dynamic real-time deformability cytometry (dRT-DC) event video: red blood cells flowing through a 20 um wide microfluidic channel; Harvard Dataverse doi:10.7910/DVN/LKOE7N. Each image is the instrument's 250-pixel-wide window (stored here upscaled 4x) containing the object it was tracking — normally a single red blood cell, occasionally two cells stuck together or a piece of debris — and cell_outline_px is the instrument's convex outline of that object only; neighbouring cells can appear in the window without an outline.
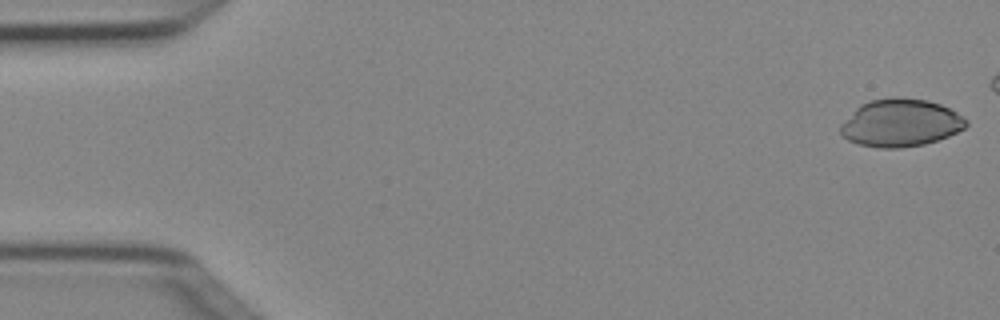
{"species": "Egyptian fruit bat (a non-hibernating species)", "species_latin": "Rousettus aegyptiacus", "temperature_condition": "cold", "stored_images_in_passage": 8, "camera_frame_rate_fps": 3000, "um_per_image_px": 0.085, "animal": {"sex": "female"}, "frame": {"image": 1, "passage_image": 1, "time_ms": 0.0, "image_size_px": [1000, 320], "cell_outline_px": [[968, 124], [964, 128], [948, 136], [924, 144], [900, 148], [880, 148], [860, 144], [848, 140], [840, 136], [840, 124], [860, 104], [872, 100], [892, 96], [900, 96], [928, 100], [940, 104], [964, 116], [968, 120]], "centroid_in_image_um": [76.54, 10.43], "position_along_channel_um": 8.5, "area_um2": 35.08}}
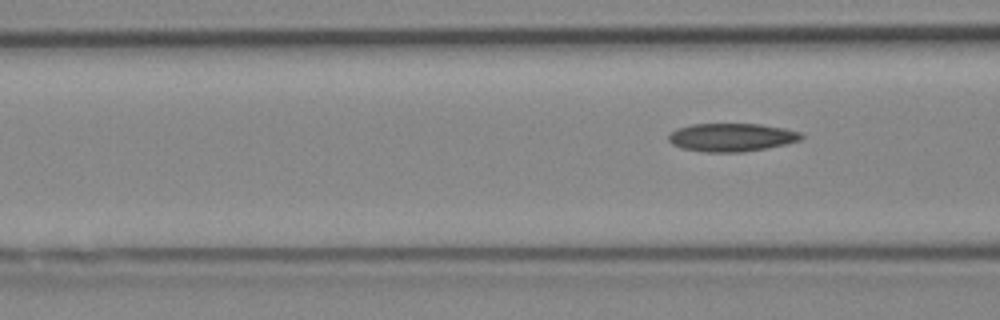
{"frame": {"image": 2, "passage_image": 7, "time_ms": 2.0, "image_size_px": [1000, 320], "cell_outline_px": [[804, 136], [800, 140], [784, 144], [764, 148], [740, 152], [704, 152], [684, 148], [672, 144], [668, 140], [668, 136], [676, 128], [692, 124], [760, 124], [784, 128], [800, 132]], "centroid_in_image_um": [62.17, 11.66], "position_along_channel_um": 104.4, "area_um2": 21.62}}
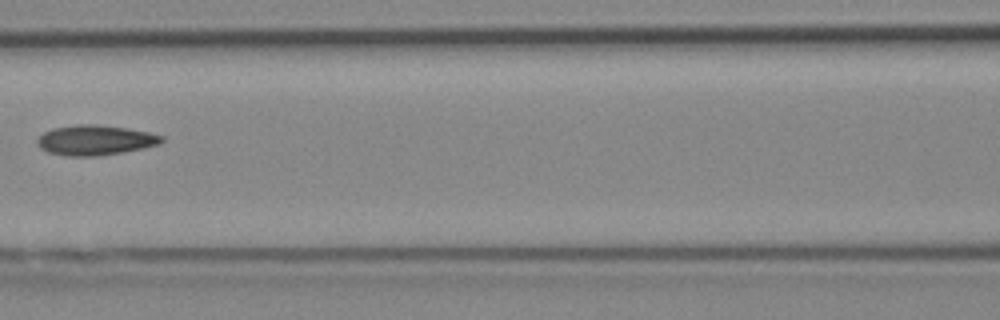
{"frame": {"image": 3, "passage_image": 8, "time_ms": 2.333, "image_size_px": [1000, 320], "cell_outline_px": [[164, 140], [160, 144], [144, 148], [96, 156], [68, 156], [48, 152], [40, 148], [36, 144], [36, 140], [44, 132], [52, 128], [76, 124], [92, 124], [124, 128], [148, 132], [164, 136]], "centroid_in_image_um": [8.07, 11.91], "position_along_channel_um": 158.5, "area_um2": 21.68}}